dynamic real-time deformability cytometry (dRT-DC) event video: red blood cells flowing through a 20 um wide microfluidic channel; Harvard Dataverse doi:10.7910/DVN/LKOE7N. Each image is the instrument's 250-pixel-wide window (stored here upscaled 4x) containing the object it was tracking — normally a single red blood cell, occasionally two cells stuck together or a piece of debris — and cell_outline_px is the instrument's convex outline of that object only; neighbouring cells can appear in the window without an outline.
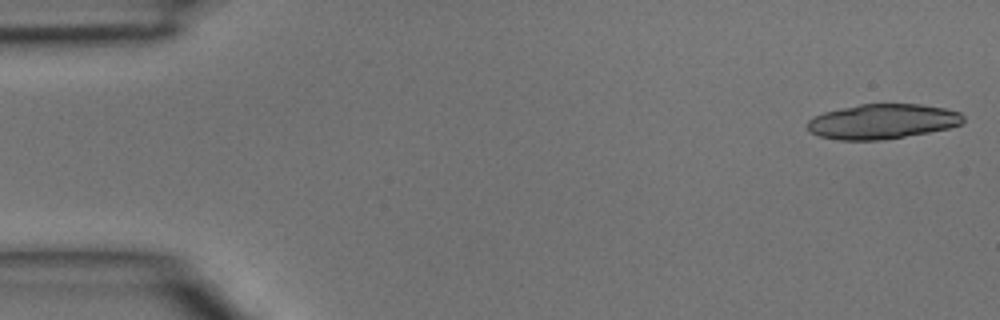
{"species": "common noctule bat (a hibernating species)", "species_latin": "Nyctalus noctula", "temperature_condition": "room temperature", "stored_images_in_passage": 3, "camera_frame_rate_fps": 3000, "um_per_image_px": 0.085, "animal": {"sex": "male", "body_mass_g": 15.6}, "frame": {"image": 1, "passage_image": 1, "time_ms": 0.0, "image_size_px": [1000, 320], "cell_outline_px": [[964, 120], [960, 124], [948, 128], [928, 132], [880, 140], [840, 140], [820, 136], [812, 132], [808, 128], [808, 120], [812, 116], [824, 112], [860, 104], [920, 104], [944, 108], [960, 112], [964, 116]], "centroid_in_image_um": [75.0, 10.32], "position_along_channel_um": 10.0, "area_um2": 31.44}}